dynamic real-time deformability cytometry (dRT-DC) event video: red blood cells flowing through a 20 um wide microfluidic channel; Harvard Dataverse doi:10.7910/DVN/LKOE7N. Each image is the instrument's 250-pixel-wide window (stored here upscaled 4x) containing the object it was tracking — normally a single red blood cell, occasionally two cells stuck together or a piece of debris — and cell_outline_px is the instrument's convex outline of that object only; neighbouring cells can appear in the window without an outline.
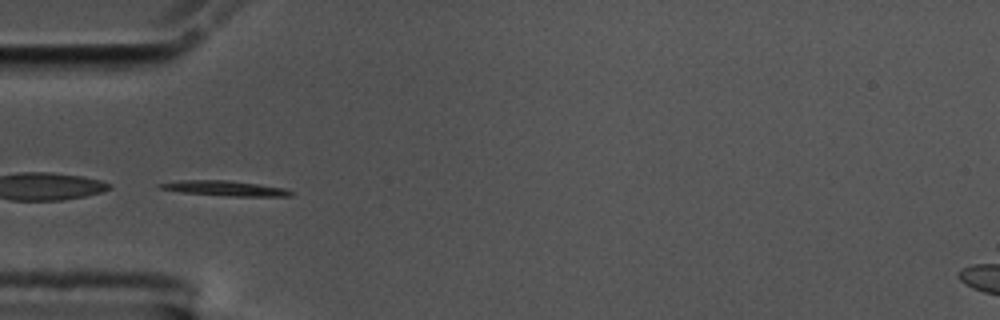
{"species": "common noctule bat (a hibernating species)", "species_latin": "Nyctalus noctula", "temperature_condition": "cold", "stored_images_in_passage": 55, "segment_of_instrument_passage": [2, 2], "camera_frame_rate_fps": 3000, "um_per_image_px": 0.085, "animal": {"sex": "male", "body_mass_g": 17.5, "forearm_length_mm": 52.3}, "frame": {"image": 1, "passage_image": 17, "time_ms": 5.333, "image_size_px": [1000, 320], "cell_outline_px": [[296, 192], [292, 196], [228, 196], [180, 192], [160, 188], [156, 184], [180, 180], [228, 180], [260, 184], [284, 188]], "centroid_in_image_um": [19.15, 16.0], "position_along_channel_um": 65.9, "area_um2": 11.56}}
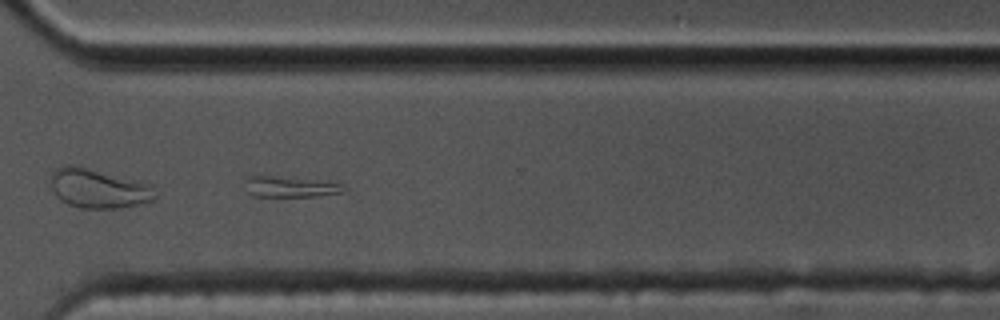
{"frame": {"image": 2, "passage_image": 41, "time_ms": 13.333, "image_size_px": [1000, 320], "cell_outline_px": [[348, 188], [344, 192], [316, 196], [252, 196], [248, 192], [244, 180], [248, 176], [272, 176], [328, 180], [340, 184]], "centroid_in_image_um": [24.72, 15.86], "position_along_channel_um": 345.9, "area_um2": 12.14}}
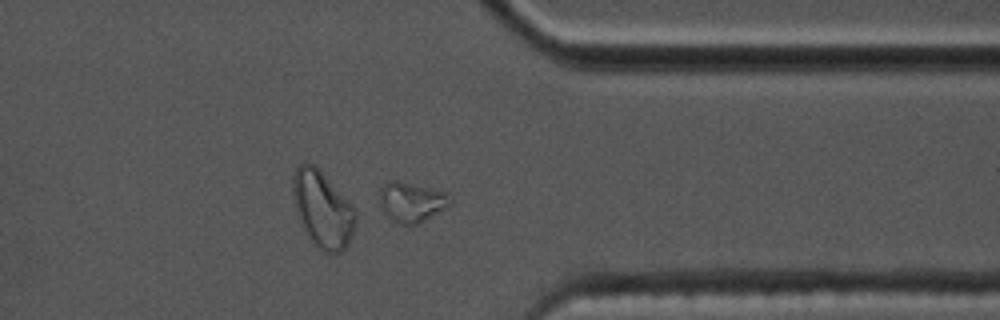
{"frame": {"image": 3, "passage_image": 44, "time_ms": 14.333, "image_size_px": [1000, 320], "cell_outline_px": [[452, 204], [424, 220], [416, 224], [400, 224], [392, 220], [380, 208], [380, 188], [388, 180], [396, 180], [432, 188], [448, 192], [452, 196]], "centroid_in_image_um": [35.0, 17.14], "position_along_channel_um": 376.4, "area_um2": 16.53}}